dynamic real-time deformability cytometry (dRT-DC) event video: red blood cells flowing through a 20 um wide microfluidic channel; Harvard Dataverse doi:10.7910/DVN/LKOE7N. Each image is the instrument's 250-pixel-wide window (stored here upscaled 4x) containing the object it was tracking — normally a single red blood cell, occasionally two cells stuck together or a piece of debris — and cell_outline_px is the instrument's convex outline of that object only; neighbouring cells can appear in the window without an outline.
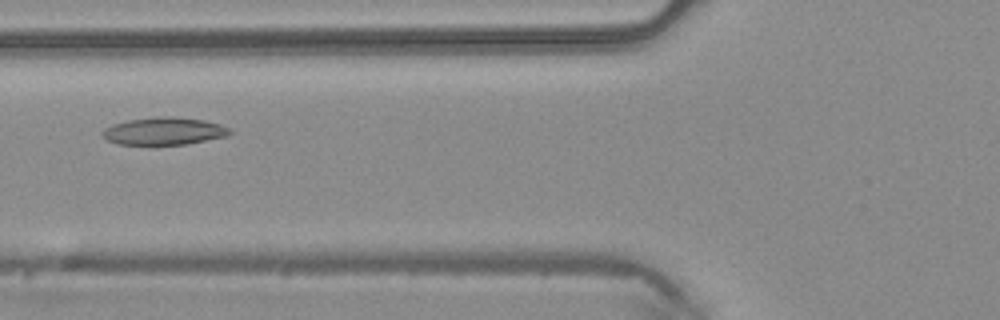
{"species": "common noctule bat (a hibernating species)", "species_latin": "Nyctalus noctula", "temperature_condition": "warm", "stored_images_in_passage": 31, "camera_frame_rate_fps": 3000, "um_per_image_px": 0.085, "animal": {"sex": "male", "body_mass_g": 20.4}, "frame": {"image": 1, "passage_image": 5, "time_ms": 1.333, "image_size_px": [1000, 320], "cell_outline_px": [[232, 132], [228, 136], [188, 144], [148, 148], [116, 144], [100, 136], [100, 132], [104, 128], [112, 124], [128, 120], [156, 116], [172, 116], [204, 120], [220, 124], [228, 128]], "centroid_in_image_um": [13.86, 11.2], "position_along_channel_um": 111.9, "area_um2": 21.62}}
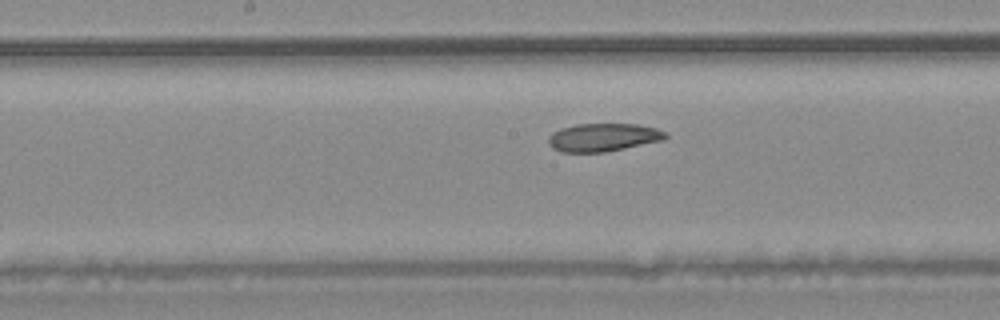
{"frame": {"image": 2, "passage_image": 11, "time_ms": 3.333, "image_size_px": [1000, 320], "cell_outline_px": [[668, 136], [664, 140], [604, 152], [560, 152], [552, 148], [548, 144], [548, 136], [552, 132], [560, 128], [576, 124], [640, 124], [656, 128], [668, 132]], "centroid_in_image_um": [51.27, 11.67], "position_along_channel_um": 196.9, "area_um2": 19.36}}
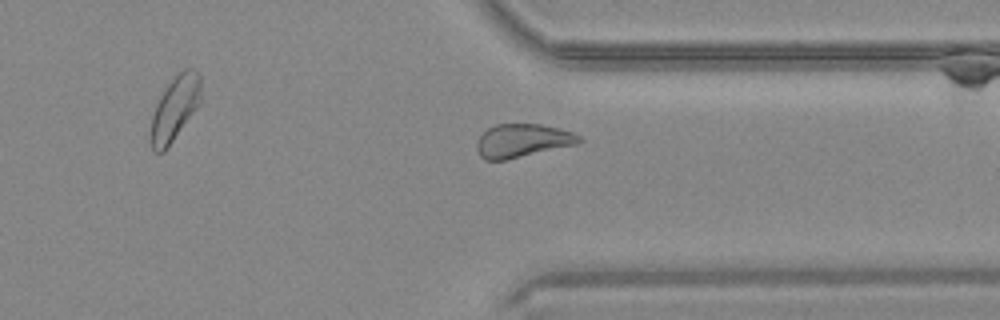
{"frame": {"image": 3, "passage_image": 23, "time_ms": 7.333, "image_size_px": [1000, 320], "cell_outline_px": [[584, 140], [576, 144], [504, 160], [484, 160], [480, 156], [476, 148], [476, 144], [480, 136], [488, 128], [496, 124], [540, 124], [560, 128], [572, 132], [580, 136]], "centroid_in_image_um": [44.4, 11.95], "position_along_channel_um": 367.0, "area_um2": 19.77}}